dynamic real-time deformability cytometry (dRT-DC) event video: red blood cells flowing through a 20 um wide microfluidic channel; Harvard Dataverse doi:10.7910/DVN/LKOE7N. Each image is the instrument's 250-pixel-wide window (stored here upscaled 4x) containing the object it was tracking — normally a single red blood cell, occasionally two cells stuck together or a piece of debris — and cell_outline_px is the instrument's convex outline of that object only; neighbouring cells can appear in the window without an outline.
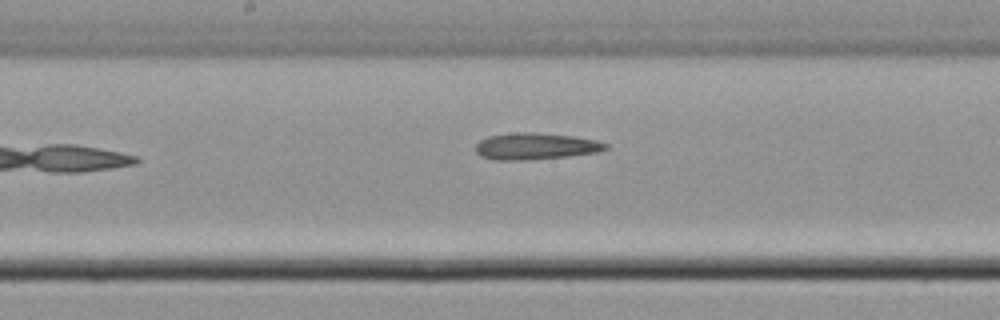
{"species": "common noctule bat (a hibernating species)", "species_latin": "Nyctalus noctula", "temperature_condition": "cold", "stored_images_in_passage": 8, "camera_frame_rate_fps": 3000, "um_per_image_px": 0.085, "animal": {"sex": "male", "body_mass_g": 21.5, "forearm_length_mm": 52.0}, "frame": {"image": 1, "passage_image": 7, "time_ms": 8.0, "image_size_px": [1000, 320], "cell_outline_px": [[608, 148], [600, 152], [564, 156], [520, 160], [492, 160], [480, 156], [476, 152], [476, 144], [480, 140], [488, 136], [512, 132], [532, 132], [572, 136], [596, 140], [608, 144]], "centroid_in_image_um": [45.49, 12.42], "position_along_channel_um": 202.7, "area_um2": 20.11}}
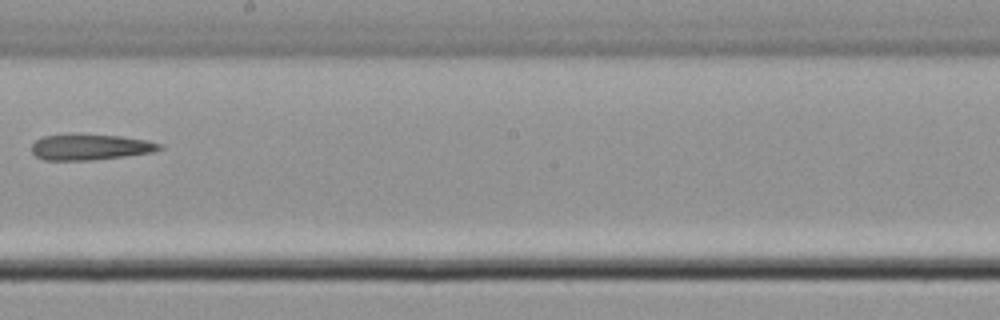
{"frame": {"image": 2, "passage_image": 8, "time_ms": 9.0, "image_size_px": [1000, 320], "cell_outline_px": [[164, 148], [152, 152], [124, 156], [92, 160], [44, 160], [36, 156], [32, 152], [32, 144], [36, 140], [44, 136], [120, 136], [148, 140], [164, 144]], "centroid_in_image_um": [7.73, 12.53], "position_along_channel_um": 240.5, "area_um2": 18.67}}